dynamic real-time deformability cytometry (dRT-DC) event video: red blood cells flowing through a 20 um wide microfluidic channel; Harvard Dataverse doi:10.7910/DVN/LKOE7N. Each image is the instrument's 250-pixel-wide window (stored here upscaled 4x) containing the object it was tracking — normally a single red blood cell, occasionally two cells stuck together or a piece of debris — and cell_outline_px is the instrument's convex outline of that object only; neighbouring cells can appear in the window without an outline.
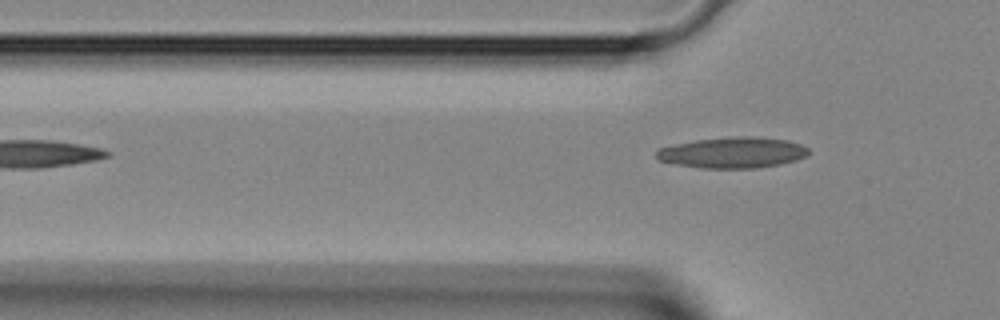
{"species": "Egyptian fruit bat (a non-hibernating species)", "species_latin": "Rousettus aegyptiacus", "temperature_condition": "room temperature", "stored_images_in_passage": 2, "camera_frame_rate_fps": 3000, "um_per_image_px": 0.085, "animal": {"sex": "female"}, "frame": {"image": 1, "passage_image": 2, "time_ms": 0.333, "image_size_px": [1000, 320], "cell_outline_px": [[808, 156], [796, 160], [780, 164], [756, 168], [704, 168], [676, 164], [656, 160], [656, 152], [660, 148], [676, 144], [696, 140], [732, 136], [756, 136], [788, 140], [800, 144], [808, 148]], "centroid_in_image_um": [62.3, 12.96], "position_along_channel_um": 63.5, "area_um2": 27.46}}